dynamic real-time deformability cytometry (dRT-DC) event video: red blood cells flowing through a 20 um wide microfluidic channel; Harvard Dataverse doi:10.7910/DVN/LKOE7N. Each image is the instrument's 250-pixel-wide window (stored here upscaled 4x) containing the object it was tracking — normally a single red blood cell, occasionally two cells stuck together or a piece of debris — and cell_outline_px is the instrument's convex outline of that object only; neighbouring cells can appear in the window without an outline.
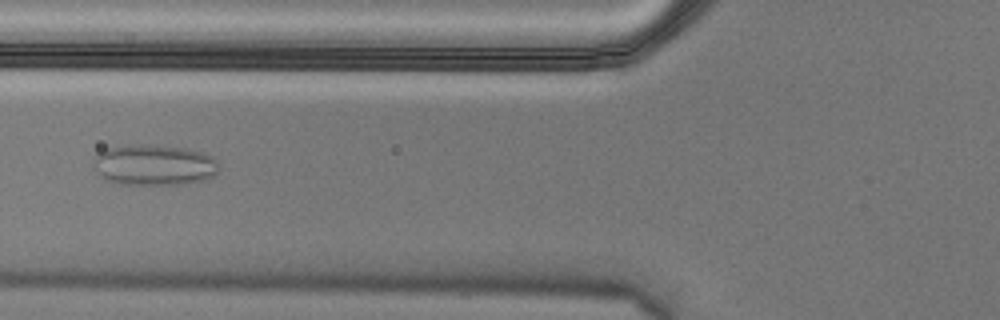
{"species": "Egyptian fruit bat (a non-hibernating species)", "species_latin": "Rousettus aegyptiacus", "temperature_condition": "cold", "stored_images_in_passage": 54, "camera_frame_rate_fps": 3000, "um_per_image_px": 0.085, "animal": {"sex": "male"}, "frame": {"image": 1, "passage_image": 21, "time_ms": 6.667, "image_size_px": [1000, 320], "cell_outline_px": [[220, 172], [204, 180], [184, 184], [120, 184], [104, 180], [92, 168], [92, 160], [96, 152], [104, 148], [128, 144], [160, 144], [188, 148], [204, 152], [212, 156], [220, 164]], "centroid_in_image_um": [13.07, 13.99], "position_along_channel_um": 112.7, "area_um2": 31.04}}
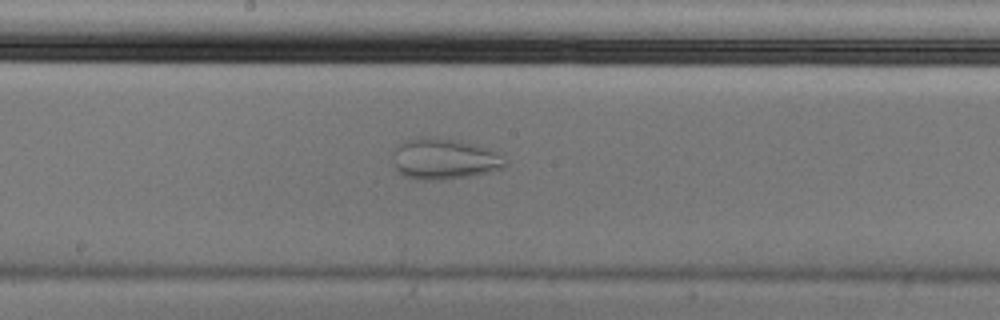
{"frame": {"image": 2, "passage_image": 29, "time_ms": 9.333, "image_size_px": [1000, 320], "cell_outline_px": [[508, 164], [504, 168], [488, 172], [468, 176], [444, 180], [416, 180], [404, 176], [396, 168], [396, 144], [404, 140], [416, 136], [428, 136], [460, 140], [476, 144], [496, 152]], "centroid_in_image_um": [37.76, 13.49], "position_along_channel_um": 210.4, "area_um2": 26.88}}
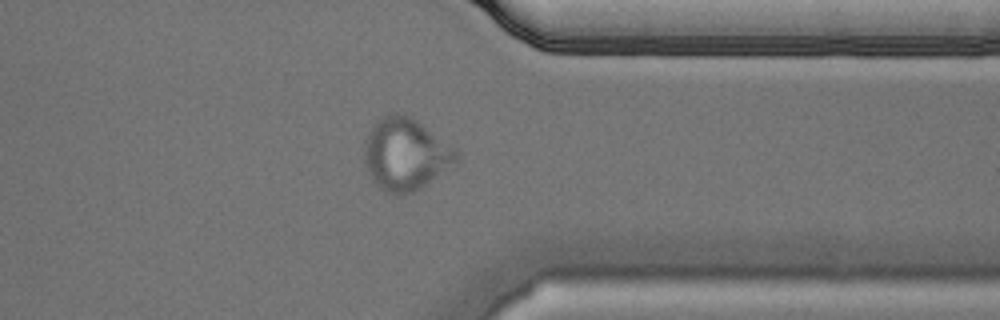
{"frame": {"image": 3, "passage_image": 43, "time_ms": 14.0, "image_size_px": [1000, 320], "cell_outline_px": [[460, 156], [456, 164], [420, 188], [404, 196], [400, 196], [384, 192], [376, 184], [368, 172], [364, 160], [364, 140], [368, 132], [376, 120], [384, 116], [408, 116], [456, 148]], "centroid_in_image_um": [34.47, 13.17], "position_along_channel_um": 376.9, "area_um2": 38.32}}